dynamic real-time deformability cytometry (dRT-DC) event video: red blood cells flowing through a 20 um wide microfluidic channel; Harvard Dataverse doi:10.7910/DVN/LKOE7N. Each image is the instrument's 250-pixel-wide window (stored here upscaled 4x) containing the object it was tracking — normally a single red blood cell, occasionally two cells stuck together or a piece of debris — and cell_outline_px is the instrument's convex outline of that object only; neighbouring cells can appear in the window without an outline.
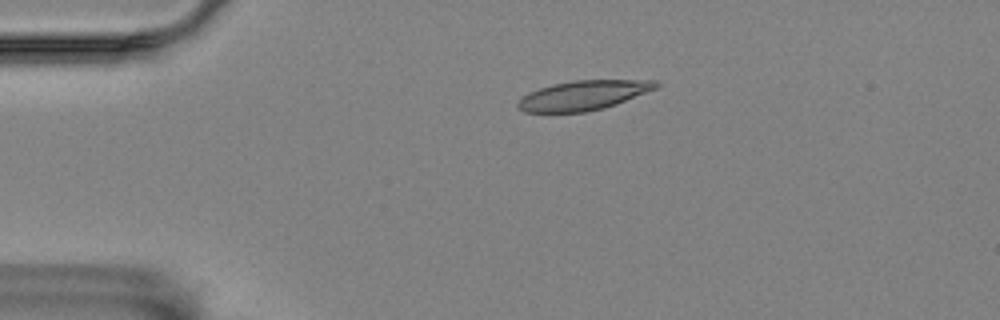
{"species": "Egyptian fruit bat (a non-hibernating species)", "species_latin": "Rousettus aegyptiacus", "temperature_condition": "room temperature", "stored_images_in_passage": 2, "camera_frame_rate_fps": 3000, "um_per_image_px": 0.085, "animal": {"sex": "female"}, "frame": {"image": 1, "passage_image": 1, "time_ms": 0.0, "image_size_px": [1000, 320], "cell_outline_px": [[660, 84], [656, 88], [616, 104], [604, 108], [584, 112], [524, 112], [516, 108], [516, 104], [528, 92], [552, 84], [572, 80], [656, 80]], "centroid_in_image_um": [49.55, 8.1], "position_along_channel_um": 35.4, "area_um2": 23.7}}